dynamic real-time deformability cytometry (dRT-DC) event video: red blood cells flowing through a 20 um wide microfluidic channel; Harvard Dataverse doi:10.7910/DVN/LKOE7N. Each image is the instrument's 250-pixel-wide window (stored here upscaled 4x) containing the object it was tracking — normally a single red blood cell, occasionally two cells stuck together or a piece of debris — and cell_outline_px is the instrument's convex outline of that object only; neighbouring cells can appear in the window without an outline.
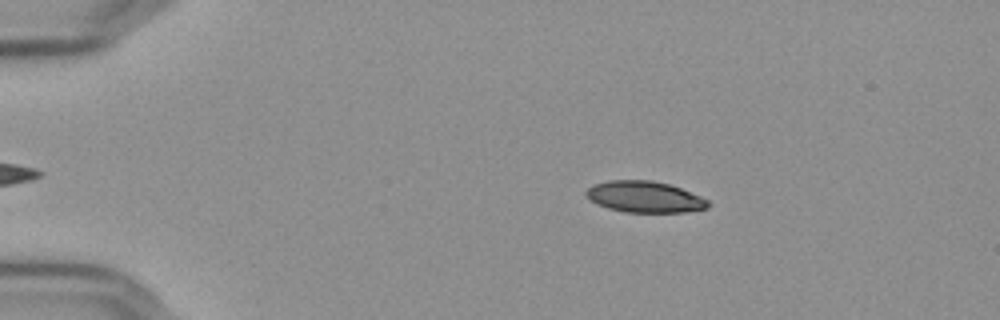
{"species": "Egyptian fruit bat (a non-hibernating species)", "species_latin": "Rousettus aegyptiacus", "temperature_condition": "cold", "stored_images_in_passage": 57, "camera_frame_rate_fps": 3000, "um_per_image_px": 0.085, "frame": {"image": 1, "passage_image": 11, "time_ms": 3.333, "image_size_px": [1000, 320], "cell_outline_px": [[708, 208], [684, 212], [624, 212], [608, 208], [596, 204], [584, 192], [592, 184], [608, 180], [652, 180], [668, 184], [680, 188], [700, 196], [708, 200]], "centroid_in_image_um": [54.76, 16.73], "position_along_channel_um": 30.2, "area_um2": 22.14}}
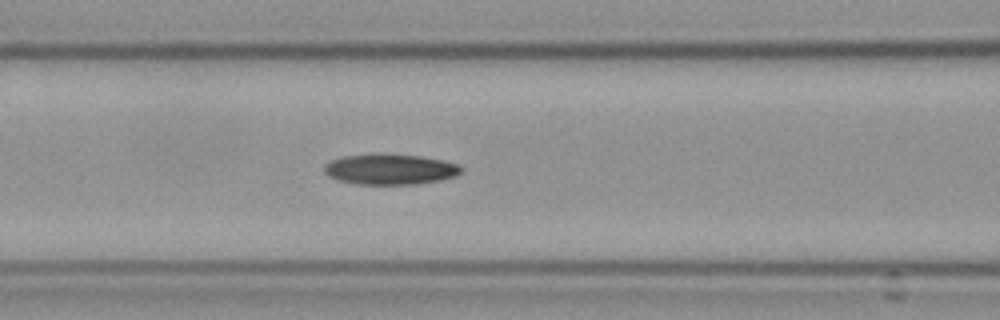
{"frame": {"image": 2, "passage_image": 25, "time_ms": 8.0, "image_size_px": [1000, 320], "cell_outline_px": [[464, 168], [456, 176], [440, 180], [416, 184], [356, 184], [340, 180], [328, 176], [324, 172], [324, 164], [340, 156], [420, 156], [440, 160], [456, 164]], "centroid_in_image_um": [33.16, 14.43], "position_along_channel_um": 133.4, "area_um2": 23.52}}
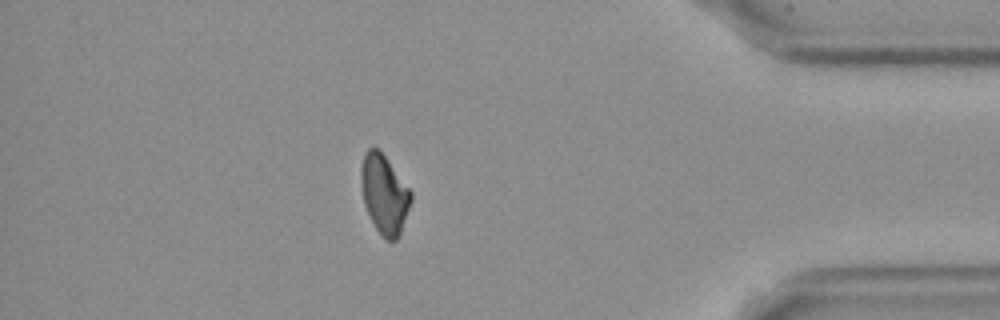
{"frame": {"image": 3, "passage_image": 50, "time_ms": 16.333, "image_size_px": [1000, 320], "cell_outline_px": [[412, 200], [400, 236], [396, 240], [384, 240], [376, 228], [364, 204], [360, 180], [360, 168], [364, 152], [368, 148], [380, 148], [412, 192]], "centroid_in_image_um": [32.67, 16.48], "position_along_channel_um": 402.5, "area_um2": 23.29}}